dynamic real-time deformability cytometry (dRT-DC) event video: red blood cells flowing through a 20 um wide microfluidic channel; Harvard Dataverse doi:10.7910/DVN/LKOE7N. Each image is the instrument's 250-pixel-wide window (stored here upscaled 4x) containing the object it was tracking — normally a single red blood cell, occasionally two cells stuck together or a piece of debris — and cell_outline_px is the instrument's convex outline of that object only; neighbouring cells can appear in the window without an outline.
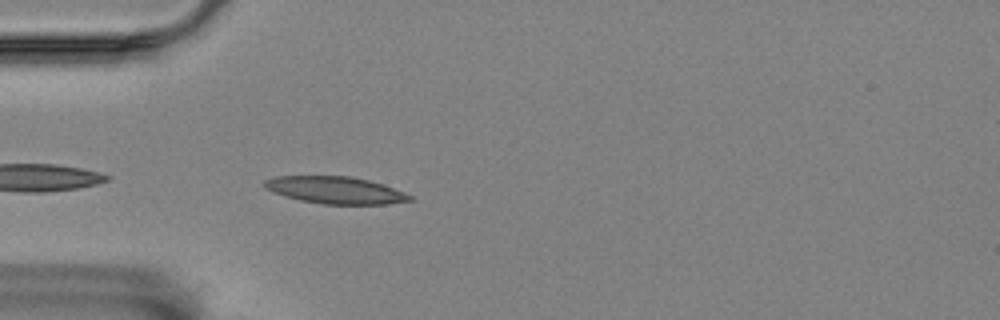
{"species": "Egyptian fruit bat (a non-hibernating species)", "species_latin": "Rousettus aegyptiacus", "temperature_condition": "room temperature", "stored_images_in_passage": 27, "camera_frame_rate_fps": 3000, "um_per_image_px": 0.085, "animal": {"sex": "female"}, "frame": {"image": 1, "passage_image": 2, "time_ms": 0.333, "image_size_px": [1000, 320], "cell_outline_px": [[412, 200], [388, 204], [324, 204], [300, 200], [284, 196], [272, 192], [264, 188], [260, 184], [264, 180], [276, 176], [352, 176], [368, 180], [404, 192], [412, 196]], "centroid_in_image_um": [28.43, 16.16], "position_along_channel_um": 56.6, "area_um2": 22.95}}
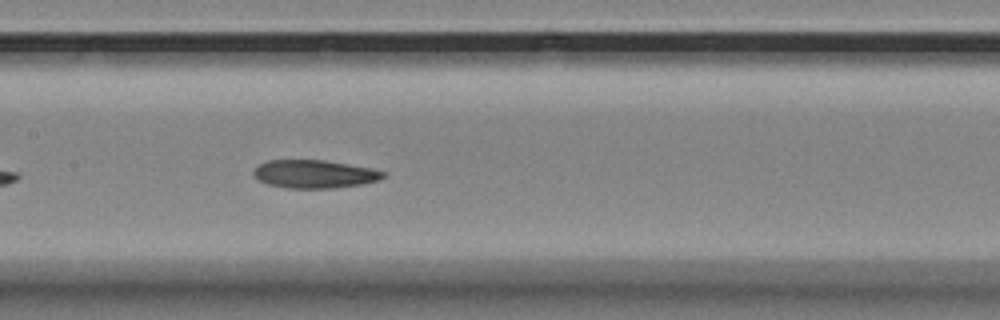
{"frame": {"image": 2, "passage_image": 13, "time_ms": 4.0, "image_size_px": [1000, 320], "cell_outline_px": [[388, 172], [380, 180], [364, 184], [336, 188], [288, 188], [268, 184], [252, 176], [252, 172], [260, 164], [268, 160], [324, 160], [372, 168]], "centroid_in_image_um": [26.77, 14.8], "position_along_channel_um": 180.6, "area_um2": 21.39}}
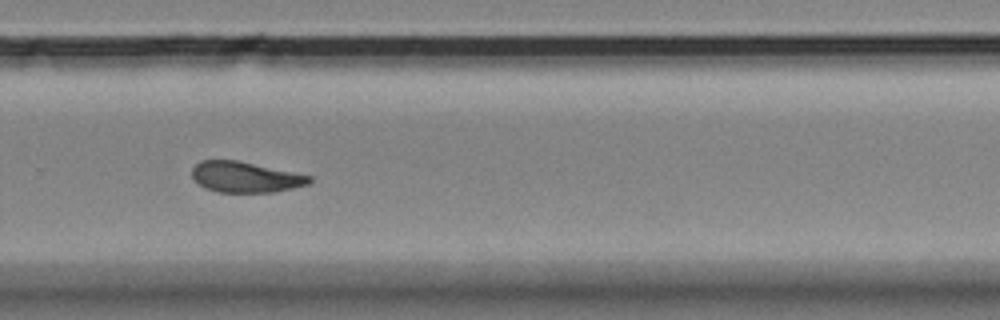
{"frame": {"image": 3, "passage_image": 24, "time_ms": 7.667, "image_size_px": [1000, 320], "cell_outline_px": [[312, 180], [308, 184], [276, 192], [216, 192], [204, 188], [192, 176], [192, 168], [200, 160], [236, 160], [312, 176]], "centroid_in_image_um": [20.84, 15.05], "position_along_channel_um": 309.0, "area_um2": 20.87}}